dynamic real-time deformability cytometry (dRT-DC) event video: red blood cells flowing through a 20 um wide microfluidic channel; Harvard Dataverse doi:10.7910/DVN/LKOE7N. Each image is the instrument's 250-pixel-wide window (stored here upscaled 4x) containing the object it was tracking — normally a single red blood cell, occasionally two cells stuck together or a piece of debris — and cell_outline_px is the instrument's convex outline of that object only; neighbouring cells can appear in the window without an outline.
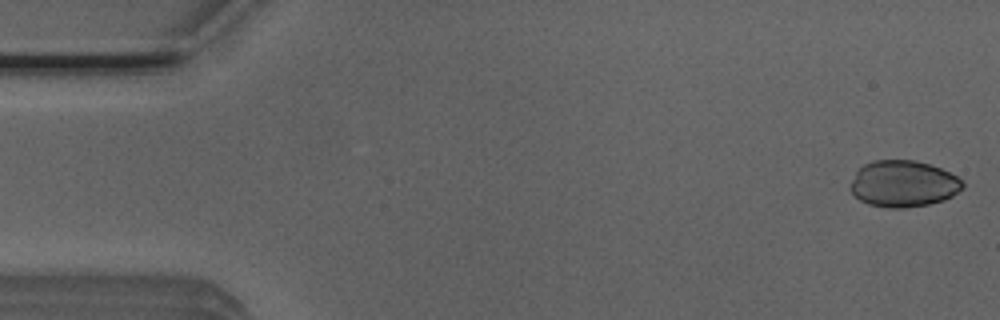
{"species": "Egyptian fruit bat (a non-hibernating species)", "species_latin": "Rousettus aegyptiacus", "temperature_condition": "room temperature", "stored_images_in_passage": 39, "camera_frame_rate_fps": 3000, "um_per_image_px": 0.085, "animal": {"sex": "male"}, "frame": {"image": 1, "passage_image": 1, "time_ms": 0.0, "image_size_px": [1000, 320], "cell_outline_px": [[964, 188], [952, 196], [944, 200], [928, 204], [904, 208], [888, 208], [868, 204], [860, 200], [848, 188], [848, 184], [856, 172], [864, 164], [872, 160], [916, 160], [940, 168], [956, 176], [964, 184]], "centroid_in_image_um": [76.75, 15.62], "position_along_channel_um": 8.2, "area_um2": 30.52}}
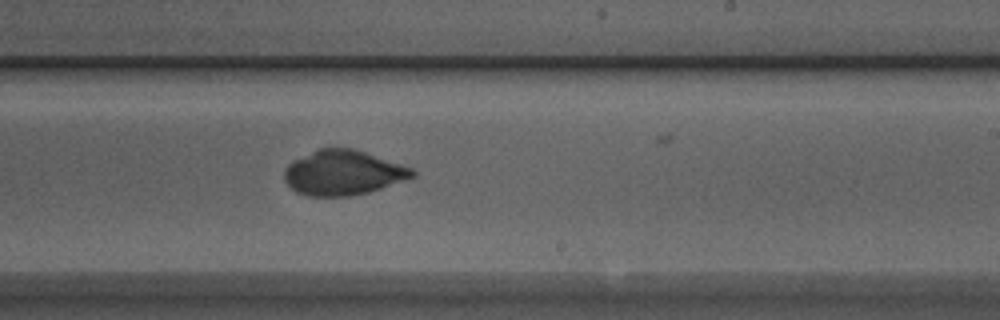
{"frame": {"image": 2, "passage_image": 30, "time_ms": 9.667, "image_size_px": [1000, 320], "cell_outline_px": [[416, 176], [368, 192], [352, 196], [308, 196], [296, 192], [284, 180], [284, 168], [292, 160], [320, 148], [352, 148], [412, 168], [416, 172]], "centroid_in_image_um": [29.13, 14.69], "position_along_channel_um": 259.9, "area_um2": 33.23}}
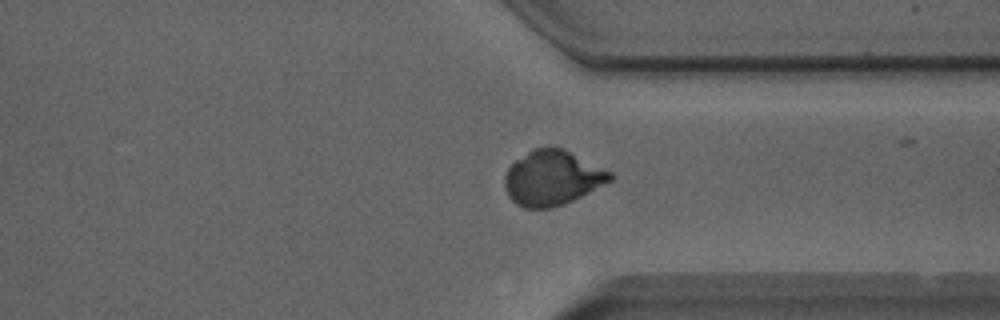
{"frame": {"image": 3, "passage_image": 38, "time_ms": 12.333, "image_size_px": [1000, 320], "cell_outline_px": [[616, 176], [612, 180], [564, 204], [548, 208], [524, 208], [516, 204], [508, 196], [504, 188], [504, 176], [508, 168], [516, 160], [532, 148], [564, 148], [612, 172]], "centroid_in_image_um": [46.93, 15.12], "position_along_channel_um": 364.5, "area_um2": 33.64}}